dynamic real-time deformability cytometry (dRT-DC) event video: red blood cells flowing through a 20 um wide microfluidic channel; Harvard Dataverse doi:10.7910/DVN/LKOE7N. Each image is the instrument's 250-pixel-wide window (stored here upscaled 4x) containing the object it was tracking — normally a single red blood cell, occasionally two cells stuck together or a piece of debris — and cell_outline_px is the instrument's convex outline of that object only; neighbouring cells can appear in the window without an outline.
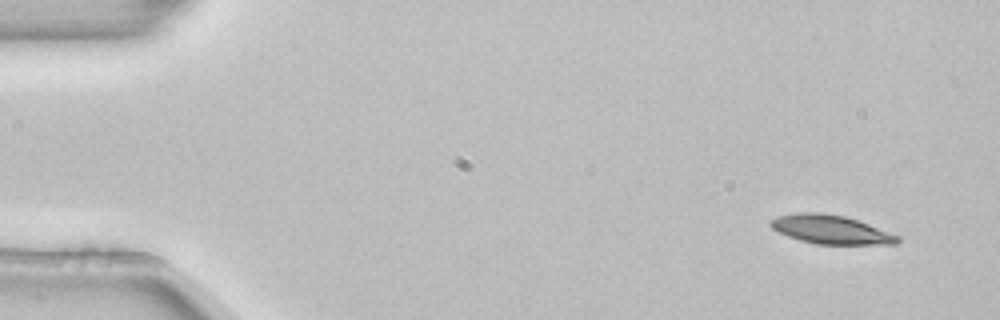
{"species": "common noctule bat (a hibernating species)", "species_latin": "Nyctalus noctula", "temperature_condition": "room temperature", "stored_images_in_passage": 4, "camera_frame_rate_fps": 3000, "um_per_image_px": 0.085, "animal": {"sex": "female", "body_mass_g": 22.7, "forearm_length_mm": 54.2}, "frame": {"image": 1, "passage_image": 1, "time_ms": 0.0, "image_size_px": [1000, 320], "cell_outline_px": [[900, 240], [896, 244], [816, 244], [800, 240], [788, 236], [772, 228], [768, 224], [768, 220], [776, 216], [800, 212], [820, 212], [844, 216], [868, 224], [900, 236]], "centroid_in_image_um": [70.58, 19.5], "position_along_channel_um": 14.4, "area_um2": 21.21}}
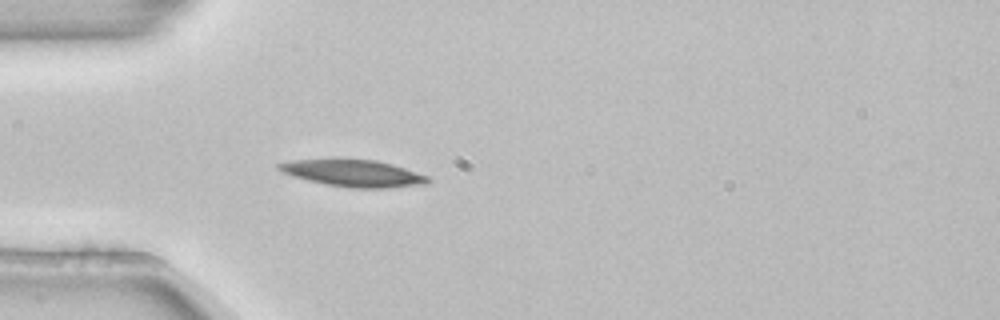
{"frame": {"image": 2, "passage_image": 4, "time_ms": 1.0, "image_size_px": [1000, 320], "cell_outline_px": [[432, 180], [424, 184], [388, 188], [348, 188], [308, 180], [284, 172], [276, 168], [276, 164], [292, 160], [376, 160], [392, 164], [428, 176]], "centroid_in_image_um": [30.08, 14.74], "position_along_channel_um": 54.9, "area_um2": 22.83}}